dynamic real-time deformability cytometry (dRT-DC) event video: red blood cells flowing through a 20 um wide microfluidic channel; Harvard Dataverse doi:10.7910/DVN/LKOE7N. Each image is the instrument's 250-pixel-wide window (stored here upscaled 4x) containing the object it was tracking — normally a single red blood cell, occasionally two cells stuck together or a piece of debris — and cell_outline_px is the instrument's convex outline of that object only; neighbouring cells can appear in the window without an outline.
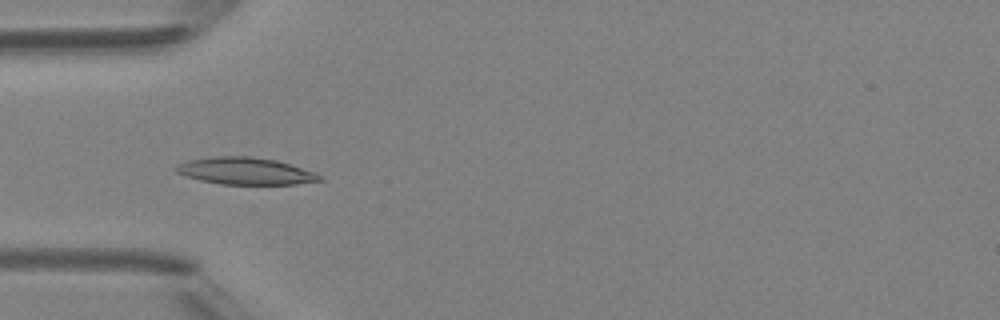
{"species": "Egyptian fruit bat (a non-hibernating species)", "species_latin": "Rousettus aegyptiacus", "temperature_condition": "room temperature", "stored_images_in_passage": 4, "camera_frame_rate_fps": 3000, "um_per_image_px": 0.085, "animal": {"sex": "female"}, "frame": {"image": 1, "passage_image": 4, "time_ms": 3.333, "image_size_px": [1000, 320], "cell_outline_px": [[324, 180], [296, 184], [220, 184], [200, 180], [176, 172], [172, 168], [176, 164], [188, 160], [216, 156], [252, 156], [276, 160], [316, 172]], "centroid_in_image_um": [20.84, 14.53], "position_along_channel_um": 64.2, "area_um2": 22.66}}